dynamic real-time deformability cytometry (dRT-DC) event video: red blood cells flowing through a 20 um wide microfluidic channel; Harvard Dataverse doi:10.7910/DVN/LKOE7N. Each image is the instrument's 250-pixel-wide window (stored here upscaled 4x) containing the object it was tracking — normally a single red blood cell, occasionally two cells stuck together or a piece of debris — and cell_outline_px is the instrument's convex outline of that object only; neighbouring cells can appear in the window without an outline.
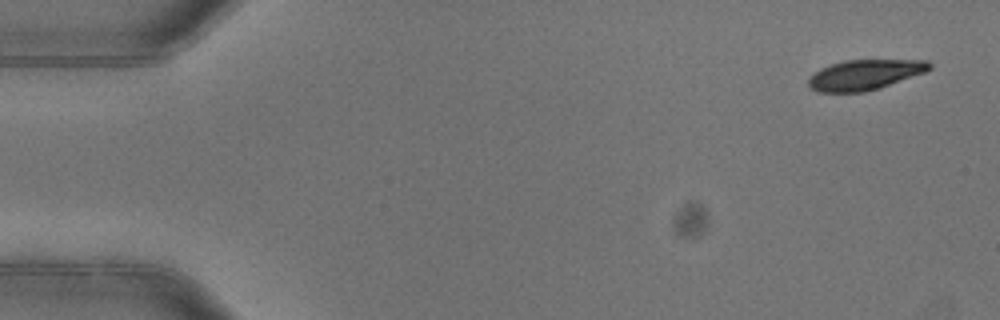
{"species": "common noctule bat (a hibernating species)", "species_latin": "Nyctalus noctula", "temperature_condition": "warm", "stored_images_in_passage": 6, "camera_frame_rate_fps": 3000, "um_per_image_px": 0.085, "animal": {"sex": "female"}, "frame": {"image": 1, "passage_image": 1, "time_ms": 0.0, "image_size_px": [1000, 320], "cell_outline_px": [[932, 68], [924, 72], [880, 88], [864, 92], [816, 92], [808, 88], [808, 80], [820, 68], [844, 60], [928, 60], [932, 64]], "centroid_in_image_um": [73.49, 6.36], "position_along_channel_um": 11.5, "area_um2": 21.27}}
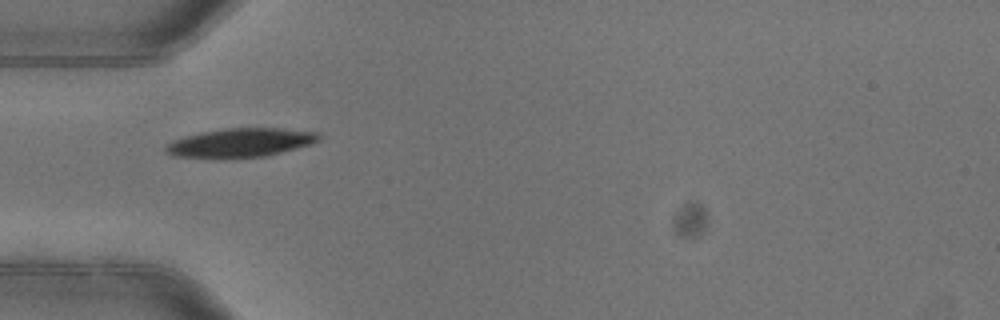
{"frame": {"image": 2, "passage_image": 4, "time_ms": 1.0, "image_size_px": [1000, 320], "cell_outline_px": [[320, 140], [312, 144], [268, 156], [172, 156], [164, 152], [164, 148], [172, 140], [184, 136], [200, 132], [228, 128], [280, 128], [320, 132]], "centroid_in_image_um": [20.5, 12.09], "position_along_channel_um": 64.5, "area_um2": 25.26}}